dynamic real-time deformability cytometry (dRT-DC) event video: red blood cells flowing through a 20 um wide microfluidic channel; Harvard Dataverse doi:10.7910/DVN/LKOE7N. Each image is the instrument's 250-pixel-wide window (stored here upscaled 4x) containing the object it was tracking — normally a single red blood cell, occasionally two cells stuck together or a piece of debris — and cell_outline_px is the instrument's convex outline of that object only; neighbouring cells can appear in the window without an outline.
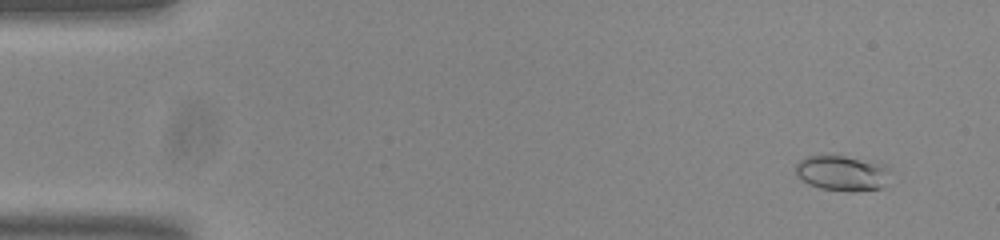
{"species": "common noctule bat (a hibernating species)", "species_latin": "Nyctalus noctula", "temperature_condition": "room temperature", "stored_images_in_passage": 54, "camera_frame_rate_fps": 3000, "um_per_image_px": 0.085, "animal": {"sex": "male", "body_mass_g": 20.0, "forearm_length_mm": 53.3}, "frame": {"image": 1, "passage_image": 3, "time_ms": 0.667, "image_size_px": [1000, 240], "cell_outline_px": [[888, 184], [884, 188], [852, 192], [820, 188], [808, 184], [800, 180], [796, 176], [796, 164], [800, 160], [808, 156], [844, 156], [884, 164]], "centroid_in_image_um": [71.54, 14.74], "position_along_channel_um": 13.5, "area_um2": 19.36}}
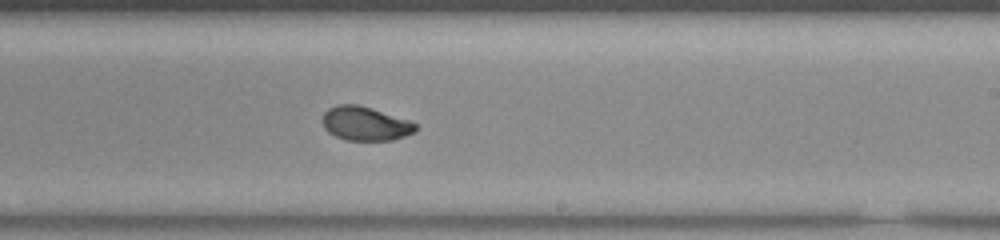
{"frame": {"image": 2, "passage_image": 32, "time_ms": 10.333, "image_size_px": [1000, 240], "cell_outline_px": [[416, 132], [392, 140], [348, 140], [336, 136], [328, 132], [324, 128], [320, 120], [324, 112], [328, 108], [336, 104], [356, 104], [372, 108], [408, 120], [416, 124]], "centroid_in_image_um": [31.0, 10.49], "position_along_channel_um": 258.0, "area_um2": 18.5}}
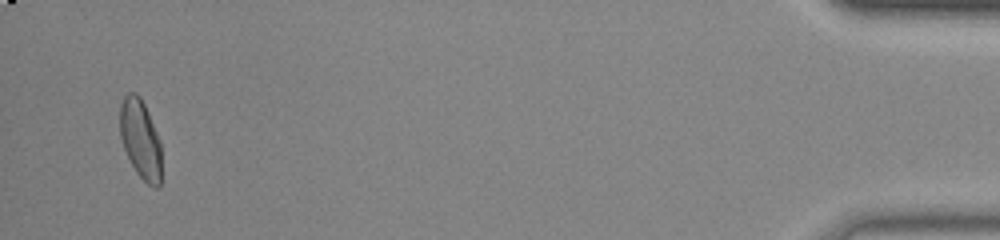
{"frame": {"image": 3, "passage_image": 52, "time_ms": 17.0, "image_size_px": [1000, 240], "cell_outline_px": [[160, 188], [156, 188], [148, 184], [136, 172], [124, 148], [120, 136], [120, 104], [124, 96], [128, 92], [136, 92], [140, 96], [144, 104], [160, 140]], "centroid_in_image_um": [11.93, 11.8], "position_along_channel_um": 423.3, "area_um2": 18.96}, "authors_computed_cell_mechanics": {"area_um2": 18.4671, "velocity_mm_per_s": 3.7593, "shape_relaxation_time_tau1_ms": 4.5117, "shape_relaxation_time_tau2_ms": 0.7758, "deformation_change_tau1": 0.1404, "deformation_change_tau2": 0.038}}